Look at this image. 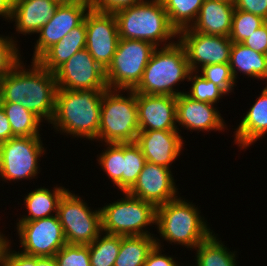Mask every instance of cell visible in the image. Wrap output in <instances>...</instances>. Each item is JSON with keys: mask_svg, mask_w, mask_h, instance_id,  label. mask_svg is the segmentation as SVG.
<instances>
[{"mask_svg": "<svg viewBox=\"0 0 267 266\" xmlns=\"http://www.w3.org/2000/svg\"><path fill=\"white\" fill-rule=\"evenodd\" d=\"M68 190L61 198L57 215L67 244L89 245L102 233L101 210Z\"/></svg>", "mask_w": 267, "mask_h": 266, "instance_id": "obj_10", "label": "cell"}, {"mask_svg": "<svg viewBox=\"0 0 267 266\" xmlns=\"http://www.w3.org/2000/svg\"><path fill=\"white\" fill-rule=\"evenodd\" d=\"M12 249L14 248L11 245L7 249L4 266H36L35 256H29Z\"/></svg>", "mask_w": 267, "mask_h": 266, "instance_id": "obj_42", "label": "cell"}, {"mask_svg": "<svg viewBox=\"0 0 267 266\" xmlns=\"http://www.w3.org/2000/svg\"><path fill=\"white\" fill-rule=\"evenodd\" d=\"M229 66L235 81L239 78L238 74L242 73L247 78L265 80L267 84V55L256 52L242 43H233Z\"/></svg>", "mask_w": 267, "mask_h": 266, "instance_id": "obj_25", "label": "cell"}, {"mask_svg": "<svg viewBox=\"0 0 267 266\" xmlns=\"http://www.w3.org/2000/svg\"><path fill=\"white\" fill-rule=\"evenodd\" d=\"M13 15V2L12 0H0V19L4 21H11Z\"/></svg>", "mask_w": 267, "mask_h": 266, "instance_id": "obj_44", "label": "cell"}, {"mask_svg": "<svg viewBox=\"0 0 267 266\" xmlns=\"http://www.w3.org/2000/svg\"><path fill=\"white\" fill-rule=\"evenodd\" d=\"M50 189L41 186L26 194L23 205L26 207L27 215L24 214L22 217L20 215L17 221L28 222L57 215L59 202L69 189L57 184L53 189Z\"/></svg>", "mask_w": 267, "mask_h": 266, "instance_id": "obj_24", "label": "cell"}, {"mask_svg": "<svg viewBox=\"0 0 267 266\" xmlns=\"http://www.w3.org/2000/svg\"><path fill=\"white\" fill-rule=\"evenodd\" d=\"M197 72L206 80L213 82L221 88L227 96L234 92L235 86H237L229 64L207 65L200 68Z\"/></svg>", "mask_w": 267, "mask_h": 266, "instance_id": "obj_35", "label": "cell"}, {"mask_svg": "<svg viewBox=\"0 0 267 266\" xmlns=\"http://www.w3.org/2000/svg\"><path fill=\"white\" fill-rule=\"evenodd\" d=\"M56 1L59 2L60 4H63V3L82 2V1H85V0H56Z\"/></svg>", "mask_w": 267, "mask_h": 266, "instance_id": "obj_47", "label": "cell"}, {"mask_svg": "<svg viewBox=\"0 0 267 266\" xmlns=\"http://www.w3.org/2000/svg\"><path fill=\"white\" fill-rule=\"evenodd\" d=\"M54 74L58 89H108L105 70L86 48L76 52Z\"/></svg>", "mask_w": 267, "mask_h": 266, "instance_id": "obj_13", "label": "cell"}, {"mask_svg": "<svg viewBox=\"0 0 267 266\" xmlns=\"http://www.w3.org/2000/svg\"><path fill=\"white\" fill-rule=\"evenodd\" d=\"M234 10V1L204 0L196 21L189 28L205 35L229 36Z\"/></svg>", "mask_w": 267, "mask_h": 266, "instance_id": "obj_21", "label": "cell"}, {"mask_svg": "<svg viewBox=\"0 0 267 266\" xmlns=\"http://www.w3.org/2000/svg\"><path fill=\"white\" fill-rule=\"evenodd\" d=\"M114 15L120 39L143 40L156 47H166L178 38L161 0H144Z\"/></svg>", "mask_w": 267, "mask_h": 266, "instance_id": "obj_4", "label": "cell"}, {"mask_svg": "<svg viewBox=\"0 0 267 266\" xmlns=\"http://www.w3.org/2000/svg\"><path fill=\"white\" fill-rule=\"evenodd\" d=\"M122 93H127V96ZM139 131L136 92L122 89L104 90L98 142H136Z\"/></svg>", "mask_w": 267, "mask_h": 266, "instance_id": "obj_6", "label": "cell"}, {"mask_svg": "<svg viewBox=\"0 0 267 266\" xmlns=\"http://www.w3.org/2000/svg\"><path fill=\"white\" fill-rule=\"evenodd\" d=\"M213 103L195 101L185 93L177 96V129L189 130L190 132L210 131L224 132L228 130L225 119L221 116L218 108ZM180 126V128H179ZM225 129V130H224Z\"/></svg>", "mask_w": 267, "mask_h": 266, "instance_id": "obj_17", "label": "cell"}, {"mask_svg": "<svg viewBox=\"0 0 267 266\" xmlns=\"http://www.w3.org/2000/svg\"><path fill=\"white\" fill-rule=\"evenodd\" d=\"M90 9V0L59 4L50 20L37 33L31 61H36L48 48L80 25Z\"/></svg>", "mask_w": 267, "mask_h": 266, "instance_id": "obj_15", "label": "cell"}, {"mask_svg": "<svg viewBox=\"0 0 267 266\" xmlns=\"http://www.w3.org/2000/svg\"><path fill=\"white\" fill-rule=\"evenodd\" d=\"M156 48L143 40L119 39L112 61L105 69L108 89L133 90Z\"/></svg>", "mask_w": 267, "mask_h": 266, "instance_id": "obj_8", "label": "cell"}, {"mask_svg": "<svg viewBox=\"0 0 267 266\" xmlns=\"http://www.w3.org/2000/svg\"><path fill=\"white\" fill-rule=\"evenodd\" d=\"M36 266H58L55 257H36Z\"/></svg>", "mask_w": 267, "mask_h": 266, "instance_id": "obj_46", "label": "cell"}, {"mask_svg": "<svg viewBox=\"0 0 267 266\" xmlns=\"http://www.w3.org/2000/svg\"><path fill=\"white\" fill-rule=\"evenodd\" d=\"M10 245H12L11 240L0 231V264H4L6 252Z\"/></svg>", "mask_w": 267, "mask_h": 266, "instance_id": "obj_45", "label": "cell"}, {"mask_svg": "<svg viewBox=\"0 0 267 266\" xmlns=\"http://www.w3.org/2000/svg\"><path fill=\"white\" fill-rule=\"evenodd\" d=\"M11 138H14V136L11 130L10 122L4 109L0 105V144Z\"/></svg>", "mask_w": 267, "mask_h": 266, "instance_id": "obj_43", "label": "cell"}, {"mask_svg": "<svg viewBox=\"0 0 267 266\" xmlns=\"http://www.w3.org/2000/svg\"><path fill=\"white\" fill-rule=\"evenodd\" d=\"M84 48H86L85 20L67 33L58 43L48 48L36 61L54 73L76 52Z\"/></svg>", "mask_w": 267, "mask_h": 266, "instance_id": "obj_23", "label": "cell"}, {"mask_svg": "<svg viewBox=\"0 0 267 266\" xmlns=\"http://www.w3.org/2000/svg\"><path fill=\"white\" fill-rule=\"evenodd\" d=\"M17 37L0 34V79L10 73L21 61Z\"/></svg>", "mask_w": 267, "mask_h": 266, "instance_id": "obj_36", "label": "cell"}, {"mask_svg": "<svg viewBox=\"0 0 267 266\" xmlns=\"http://www.w3.org/2000/svg\"><path fill=\"white\" fill-rule=\"evenodd\" d=\"M84 20L86 49L105 70L112 61L120 39L115 15L90 9Z\"/></svg>", "mask_w": 267, "mask_h": 266, "instance_id": "obj_14", "label": "cell"}, {"mask_svg": "<svg viewBox=\"0 0 267 266\" xmlns=\"http://www.w3.org/2000/svg\"><path fill=\"white\" fill-rule=\"evenodd\" d=\"M170 24L180 31L196 21L204 0H161Z\"/></svg>", "mask_w": 267, "mask_h": 266, "instance_id": "obj_29", "label": "cell"}, {"mask_svg": "<svg viewBox=\"0 0 267 266\" xmlns=\"http://www.w3.org/2000/svg\"><path fill=\"white\" fill-rule=\"evenodd\" d=\"M190 72L185 49L177 40L172 45L154 50L141 81L133 90L150 95L179 96L186 91L175 87L188 81Z\"/></svg>", "mask_w": 267, "mask_h": 266, "instance_id": "obj_5", "label": "cell"}, {"mask_svg": "<svg viewBox=\"0 0 267 266\" xmlns=\"http://www.w3.org/2000/svg\"><path fill=\"white\" fill-rule=\"evenodd\" d=\"M195 203L179 196L156 207L155 228L159 237L171 245H180L194 250L208 239L214 231ZM157 226V227H156Z\"/></svg>", "mask_w": 267, "mask_h": 266, "instance_id": "obj_3", "label": "cell"}, {"mask_svg": "<svg viewBox=\"0 0 267 266\" xmlns=\"http://www.w3.org/2000/svg\"><path fill=\"white\" fill-rule=\"evenodd\" d=\"M143 1L144 0H90V6L92 10L114 14L121 9L135 6Z\"/></svg>", "mask_w": 267, "mask_h": 266, "instance_id": "obj_39", "label": "cell"}, {"mask_svg": "<svg viewBox=\"0 0 267 266\" xmlns=\"http://www.w3.org/2000/svg\"><path fill=\"white\" fill-rule=\"evenodd\" d=\"M242 44L261 54L267 55V21L255 30Z\"/></svg>", "mask_w": 267, "mask_h": 266, "instance_id": "obj_40", "label": "cell"}, {"mask_svg": "<svg viewBox=\"0 0 267 266\" xmlns=\"http://www.w3.org/2000/svg\"><path fill=\"white\" fill-rule=\"evenodd\" d=\"M104 151L97 154V161L111 180L113 186L122 192V158H124V143H104Z\"/></svg>", "mask_w": 267, "mask_h": 266, "instance_id": "obj_31", "label": "cell"}, {"mask_svg": "<svg viewBox=\"0 0 267 266\" xmlns=\"http://www.w3.org/2000/svg\"><path fill=\"white\" fill-rule=\"evenodd\" d=\"M265 22L260 16L235 9L232 16V29L229 38L233 43H242Z\"/></svg>", "mask_w": 267, "mask_h": 266, "instance_id": "obj_34", "label": "cell"}, {"mask_svg": "<svg viewBox=\"0 0 267 266\" xmlns=\"http://www.w3.org/2000/svg\"><path fill=\"white\" fill-rule=\"evenodd\" d=\"M191 83L190 90L188 89L185 94L195 101L213 103L221 102L227 94L213 82L206 80L197 71H191L188 81Z\"/></svg>", "mask_w": 267, "mask_h": 266, "instance_id": "obj_33", "label": "cell"}, {"mask_svg": "<svg viewBox=\"0 0 267 266\" xmlns=\"http://www.w3.org/2000/svg\"><path fill=\"white\" fill-rule=\"evenodd\" d=\"M59 2L56 0H19L13 4L11 23L15 33L37 34L55 13Z\"/></svg>", "mask_w": 267, "mask_h": 266, "instance_id": "obj_20", "label": "cell"}, {"mask_svg": "<svg viewBox=\"0 0 267 266\" xmlns=\"http://www.w3.org/2000/svg\"><path fill=\"white\" fill-rule=\"evenodd\" d=\"M160 241L162 240H160L158 236L155 237L156 245L149 252L147 259L144 263V266H184V264L180 265L179 264L180 262L176 261L177 257H173L171 255L163 253L165 252L164 250H162L164 245H162L163 242Z\"/></svg>", "mask_w": 267, "mask_h": 266, "instance_id": "obj_38", "label": "cell"}, {"mask_svg": "<svg viewBox=\"0 0 267 266\" xmlns=\"http://www.w3.org/2000/svg\"><path fill=\"white\" fill-rule=\"evenodd\" d=\"M260 94L234 129V143L241 150L254 145L267 134V84Z\"/></svg>", "mask_w": 267, "mask_h": 266, "instance_id": "obj_22", "label": "cell"}, {"mask_svg": "<svg viewBox=\"0 0 267 266\" xmlns=\"http://www.w3.org/2000/svg\"><path fill=\"white\" fill-rule=\"evenodd\" d=\"M41 136L14 137L0 144V180L36 179L40 174V157L46 154ZM39 162V163H38Z\"/></svg>", "mask_w": 267, "mask_h": 266, "instance_id": "obj_9", "label": "cell"}, {"mask_svg": "<svg viewBox=\"0 0 267 266\" xmlns=\"http://www.w3.org/2000/svg\"><path fill=\"white\" fill-rule=\"evenodd\" d=\"M104 90L107 89H57L55 113L50 123L54 131L71 138L97 141Z\"/></svg>", "mask_w": 267, "mask_h": 266, "instance_id": "obj_2", "label": "cell"}, {"mask_svg": "<svg viewBox=\"0 0 267 266\" xmlns=\"http://www.w3.org/2000/svg\"><path fill=\"white\" fill-rule=\"evenodd\" d=\"M58 266H91L89 245H64L56 254Z\"/></svg>", "mask_w": 267, "mask_h": 266, "instance_id": "obj_37", "label": "cell"}, {"mask_svg": "<svg viewBox=\"0 0 267 266\" xmlns=\"http://www.w3.org/2000/svg\"><path fill=\"white\" fill-rule=\"evenodd\" d=\"M218 234L213 233L195 249V265L189 266H239L237 265V252L225 246Z\"/></svg>", "mask_w": 267, "mask_h": 266, "instance_id": "obj_26", "label": "cell"}, {"mask_svg": "<svg viewBox=\"0 0 267 266\" xmlns=\"http://www.w3.org/2000/svg\"><path fill=\"white\" fill-rule=\"evenodd\" d=\"M21 253L35 257H53L67 244L58 215L16 223Z\"/></svg>", "mask_w": 267, "mask_h": 266, "instance_id": "obj_11", "label": "cell"}, {"mask_svg": "<svg viewBox=\"0 0 267 266\" xmlns=\"http://www.w3.org/2000/svg\"><path fill=\"white\" fill-rule=\"evenodd\" d=\"M120 194L122 198L100 207L102 232L120 236H157L148 229L155 225L156 207L127 192Z\"/></svg>", "mask_w": 267, "mask_h": 266, "instance_id": "obj_7", "label": "cell"}, {"mask_svg": "<svg viewBox=\"0 0 267 266\" xmlns=\"http://www.w3.org/2000/svg\"><path fill=\"white\" fill-rule=\"evenodd\" d=\"M0 105L7 115L14 137L41 136L40 128L43 121L33 112L21 104L0 103Z\"/></svg>", "mask_w": 267, "mask_h": 266, "instance_id": "obj_28", "label": "cell"}, {"mask_svg": "<svg viewBox=\"0 0 267 266\" xmlns=\"http://www.w3.org/2000/svg\"><path fill=\"white\" fill-rule=\"evenodd\" d=\"M121 246V236L102 232L91 244V266H114Z\"/></svg>", "mask_w": 267, "mask_h": 266, "instance_id": "obj_30", "label": "cell"}, {"mask_svg": "<svg viewBox=\"0 0 267 266\" xmlns=\"http://www.w3.org/2000/svg\"><path fill=\"white\" fill-rule=\"evenodd\" d=\"M146 159L136 142L124 143L122 158V192H127L137 181Z\"/></svg>", "mask_w": 267, "mask_h": 266, "instance_id": "obj_32", "label": "cell"}, {"mask_svg": "<svg viewBox=\"0 0 267 266\" xmlns=\"http://www.w3.org/2000/svg\"><path fill=\"white\" fill-rule=\"evenodd\" d=\"M183 139L178 130H140L136 143L147 162L170 169L184 150Z\"/></svg>", "mask_w": 267, "mask_h": 266, "instance_id": "obj_18", "label": "cell"}, {"mask_svg": "<svg viewBox=\"0 0 267 266\" xmlns=\"http://www.w3.org/2000/svg\"><path fill=\"white\" fill-rule=\"evenodd\" d=\"M236 10L260 16L267 21V0H233Z\"/></svg>", "mask_w": 267, "mask_h": 266, "instance_id": "obj_41", "label": "cell"}, {"mask_svg": "<svg viewBox=\"0 0 267 266\" xmlns=\"http://www.w3.org/2000/svg\"><path fill=\"white\" fill-rule=\"evenodd\" d=\"M155 245V236H121L120 251L114 266H144Z\"/></svg>", "mask_w": 267, "mask_h": 266, "instance_id": "obj_27", "label": "cell"}, {"mask_svg": "<svg viewBox=\"0 0 267 266\" xmlns=\"http://www.w3.org/2000/svg\"><path fill=\"white\" fill-rule=\"evenodd\" d=\"M139 130H178L177 96L136 93Z\"/></svg>", "mask_w": 267, "mask_h": 266, "instance_id": "obj_19", "label": "cell"}, {"mask_svg": "<svg viewBox=\"0 0 267 266\" xmlns=\"http://www.w3.org/2000/svg\"><path fill=\"white\" fill-rule=\"evenodd\" d=\"M177 40L185 49L191 71L212 64H229L233 45L229 36L205 35L185 28L178 31Z\"/></svg>", "mask_w": 267, "mask_h": 266, "instance_id": "obj_12", "label": "cell"}, {"mask_svg": "<svg viewBox=\"0 0 267 266\" xmlns=\"http://www.w3.org/2000/svg\"><path fill=\"white\" fill-rule=\"evenodd\" d=\"M26 68L22 60L10 73L0 79V103L21 104L50 125L56 103L55 74L32 61ZM31 67V68H30Z\"/></svg>", "mask_w": 267, "mask_h": 266, "instance_id": "obj_1", "label": "cell"}, {"mask_svg": "<svg viewBox=\"0 0 267 266\" xmlns=\"http://www.w3.org/2000/svg\"><path fill=\"white\" fill-rule=\"evenodd\" d=\"M172 169L146 161L137 181L127 193L155 207L176 199L180 195Z\"/></svg>", "mask_w": 267, "mask_h": 266, "instance_id": "obj_16", "label": "cell"}]
</instances>
